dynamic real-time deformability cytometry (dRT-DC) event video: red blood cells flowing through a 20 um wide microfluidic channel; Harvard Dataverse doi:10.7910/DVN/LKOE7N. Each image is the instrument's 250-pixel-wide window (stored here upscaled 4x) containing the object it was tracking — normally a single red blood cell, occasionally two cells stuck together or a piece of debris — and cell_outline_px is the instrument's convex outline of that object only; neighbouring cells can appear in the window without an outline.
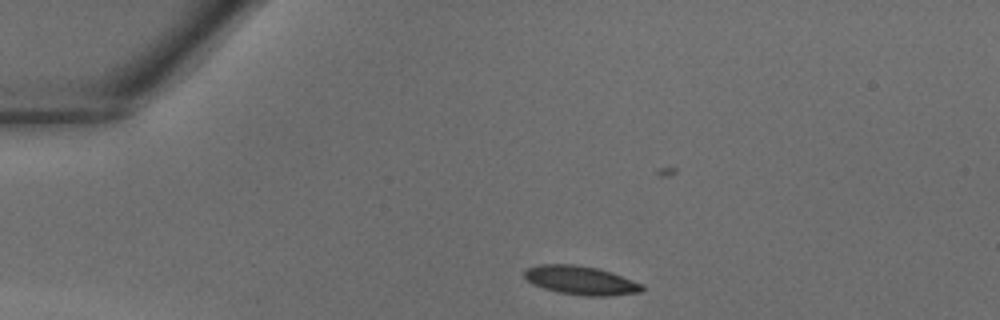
{"species": "common noctule bat (a hibernating species)", "species_latin": "Nyctalus noctula", "temperature_condition": "warm", "stored_images_in_passage": 25, "camera_frame_rate_fps": 3000, "um_per_image_px": 0.085, "animal": {"sex": "male", "body_mass_g": 18.8}, "frame": {"image": 1, "passage_image": 1, "time_ms": 0.0, "image_size_px": [1000, 320], "cell_outline_px": [[644, 288], [640, 292], [608, 296], [588, 296], [560, 292], [544, 288], [532, 284], [524, 276], [524, 272], [528, 268], [540, 264], [576, 264], [596, 268], [612, 272], [644, 284]], "centroid_in_image_um": [49.39, 23.82], "position_along_channel_um": 35.6, "area_um2": 19.65}}
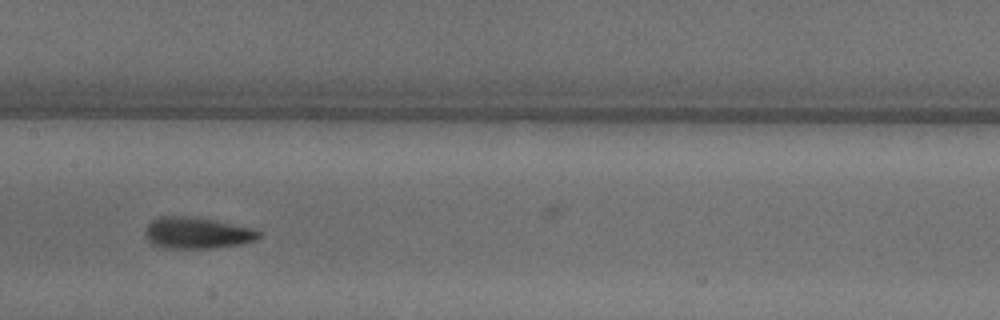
{"frame": {"image": 2, "passage_image": 13, "time_ms": 4.0, "image_size_px": [1000, 320], "cell_outline_px": [[260, 236], [256, 240], [240, 244], [212, 248], [164, 248], [148, 240], [144, 232], [148, 224], [152, 220], [160, 216], [184, 216], [208, 220], [252, 228], [260, 232]], "centroid_in_image_um": [16.72, 19.81], "position_along_channel_um": 190.7, "area_um2": 20.29}}
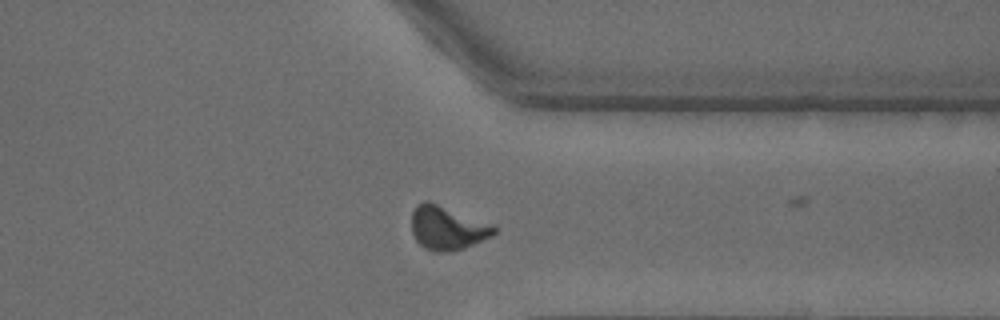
{"frame": {"image": 3, "passage_image": 24, "time_ms": 7.667, "image_size_px": [1000, 320], "cell_outline_px": [[496, 232], [492, 236], [464, 248], [448, 252], [436, 252], [424, 248], [416, 240], [412, 232], [412, 212], [416, 204], [424, 200], [428, 200], [492, 224], [496, 228]], "centroid_in_image_um": [38.0, 19.37], "position_along_channel_um": 373.4, "area_um2": 21.04}}